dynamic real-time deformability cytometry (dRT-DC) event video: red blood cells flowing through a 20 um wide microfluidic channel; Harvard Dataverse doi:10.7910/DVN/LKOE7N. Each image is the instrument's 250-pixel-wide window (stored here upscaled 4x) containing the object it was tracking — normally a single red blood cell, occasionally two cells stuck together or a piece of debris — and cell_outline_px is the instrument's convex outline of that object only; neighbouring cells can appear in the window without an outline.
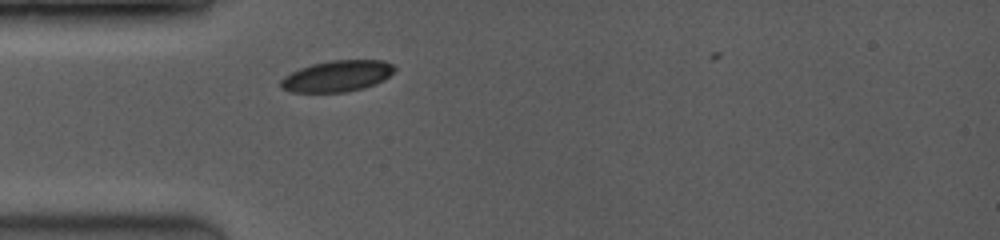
{"species": "common noctule bat (a hibernating species)", "species_latin": "Nyctalus noctula", "temperature_condition": "room temperature", "stored_images_in_passage": 15, "camera_frame_rate_fps": 3500, "um_per_image_px": 0.085, "animal": {"sex": "female", "body_mass_g": 19.0, "forearm_length_mm": 53.3}, "frame": {"image": 1, "passage_image": 1, "time_ms": 0.0, "image_size_px": [1000, 240], "cell_outline_px": [[396, 68], [384, 80], [376, 84], [364, 88], [344, 92], [292, 92], [280, 88], [280, 80], [284, 76], [300, 68], [312, 64], [328, 60], [384, 60], [392, 64]], "centroid_in_image_um": [28.65, 6.46], "position_along_channel_um": 56.4, "area_um2": 20.75}}
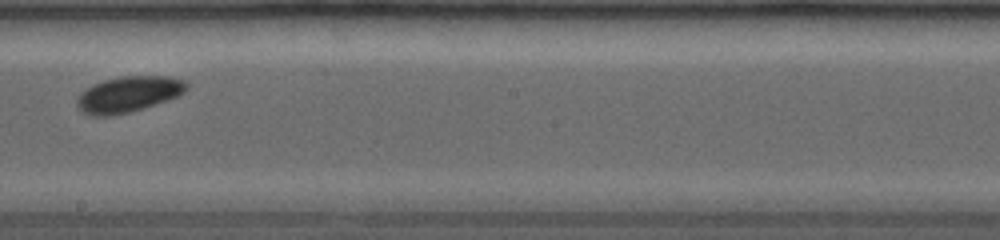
{"frame": {"image": 2, "passage_image": 10, "time_ms": 4.571, "image_size_px": [1000, 240], "cell_outline_px": [[188, 88], [184, 92], [168, 100], [128, 112], [112, 116], [92, 116], [84, 112], [76, 104], [76, 100], [80, 92], [92, 84], [104, 80], [120, 76], [172, 76], [184, 80], [188, 84]], "centroid_in_image_um": [10.91, 8.0], "position_along_channel_um": 237.3, "area_um2": 22.89}}
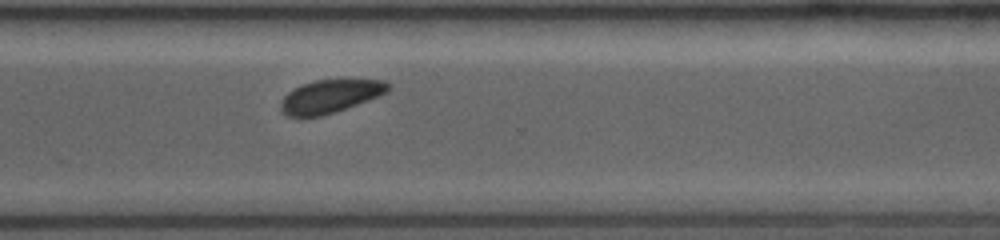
{"frame": {"image": 3, "passage_image": 15, "time_ms": 7.143, "image_size_px": [1000, 240], "cell_outline_px": [[392, 88], [388, 92], [356, 104], [320, 116], [296, 120], [288, 116], [280, 108], [280, 104], [284, 96], [288, 92], [304, 84], [316, 80], [384, 80], [392, 84]], "centroid_in_image_um": [28.04, 8.21], "position_along_channel_um": 342.6, "area_um2": 20.69}}